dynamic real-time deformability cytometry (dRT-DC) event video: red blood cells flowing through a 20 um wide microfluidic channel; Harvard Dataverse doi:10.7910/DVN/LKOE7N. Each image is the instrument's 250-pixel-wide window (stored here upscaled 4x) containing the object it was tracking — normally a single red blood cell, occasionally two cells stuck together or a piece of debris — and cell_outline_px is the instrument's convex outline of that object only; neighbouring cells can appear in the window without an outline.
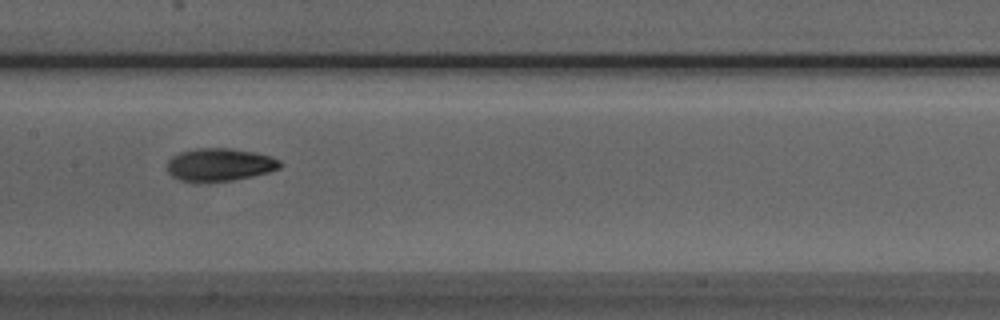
{"species": "Egyptian fruit bat (a non-hibernating species)", "species_latin": "Rousettus aegyptiacus", "temperature_condition": "room temperature", "stored_images_in_passage": 35, "camera_frame_rate_fps": 3000, "um_per_image_px": 0.085, "animal": {"sex": "male"}, "frame": {"image": 1, "passage_image": 10, "time_ms": 3.0, "image_size_px": [1000, 320], "cell_outline_px": [[284, 164], [280, 168], [268, 172], [252, 176], [232, 180], [180, 180], [172, 176], [168, 172], [168, 160], [172, 156], [180, 152], [196, 148], [232, 148], [256, 152], [272, 156], [280, 160]], "centroid_in_image_um": [18.73, 13.96], "position_along_channel_um": 188.7, "area_um2": 21.39}}
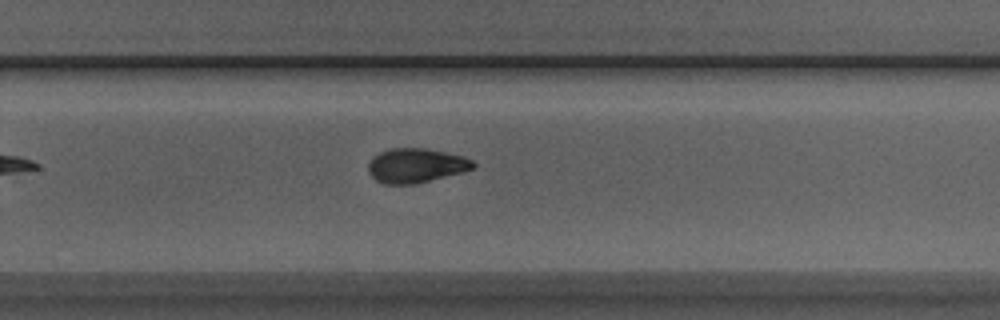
{"frame": {"image": 2, "passage_image": 18, "time_ms": 5.667, "image_size_px": [1000, 320], "cell_outline_px": [[476, 168], [464, 172], [416, 184], [384, 184], [376, 180], [368, 172], [368, 164], [372, 156], [380, 152], [392, 148], [424, 148], [464, 156], [472, 160], [476, 164]], "centroid_in_image_um": [35.37, 14.07], "position_along_channel_um": 294.4, "area_um2": 21.21}}
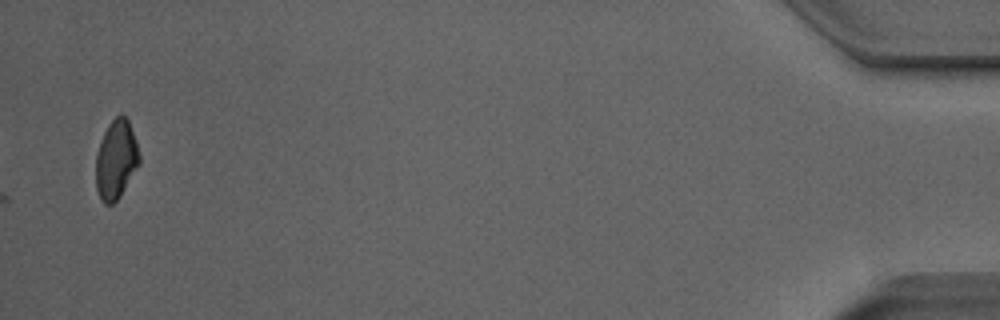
{"frame": {"image": 3, "passage_image": 35, "time_ms": 11.333, "image_size_px": [1000, 320], "cell_outline_px": [[140, 164], [120, 196], [112, 204], [104, 204], [96, 188], [96, 156], [104, 132], [108, 124], [120, 112], [128, 120], [136, 140], [140, 156]], "centroid_in_image_um": [9.88, 13.55], "position_along_channel_um": 425.3, "area_um2": 19.94}, "authors_computed_cell_mechanics": {"area_um2": 21.0392, "velocity_mm_per_s": 3.9796, "shape_relaxation_time_tau1_ms": 4.1738, "shape_relaxation_time_tau2_ms": 2.6803, "deformation_change_tau1": 0.1442, "deformation_change_tau2": 0.0751}}